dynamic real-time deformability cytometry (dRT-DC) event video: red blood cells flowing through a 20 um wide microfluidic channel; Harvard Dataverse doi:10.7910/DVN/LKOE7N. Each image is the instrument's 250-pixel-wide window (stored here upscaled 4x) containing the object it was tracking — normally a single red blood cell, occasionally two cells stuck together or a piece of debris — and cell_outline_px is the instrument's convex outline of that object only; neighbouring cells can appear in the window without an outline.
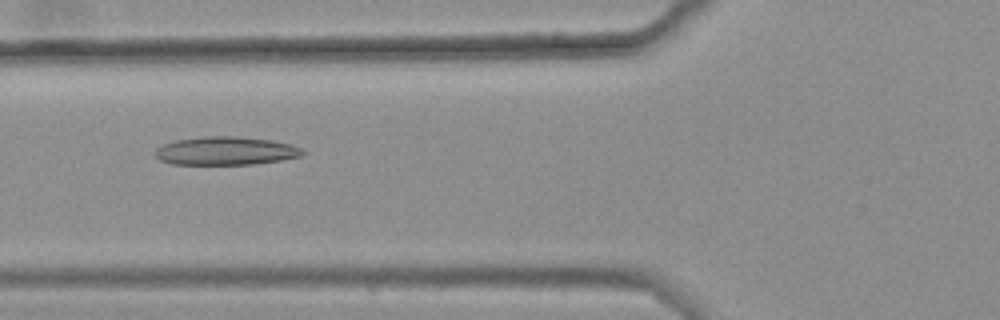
{"species": "common noctule bat (a hibernating species)", "species_latin": "Nyctalus noctula", "temperature_condition": "warm", "stored_images_in_passage": 42, "camera_frame_rate_fps": 3000, "um_per_image_px": 0.085, "animal": {"sex": "female", "body_mass_g": 25.1}, "frame": {"image": 1, "passage_image": 13, "time_ms": 4.0, "image_size_px": [1000, 320], "cell_outline_px": [[308, 152], [300, 156], [280, 160], [252, 164], [172, 164], [160, 160], [156, 156], [156, 148], [164, 144], [176, 140], [204, 136], [240, 136], [272, 140], [292, 144]], "centroid_in_image_um": [19.22, 12.81], "position_along_channel_um": 106.6, "area_um2": 24.33}}
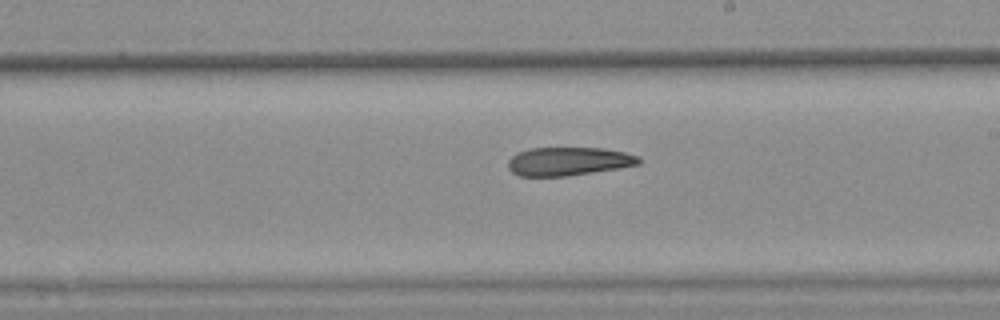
{"frame": {"image": 2, "passage_image": 24, "time_ms": 7.667, "image_size_px": [1000, 320], "cell_outline_px": [[640, 164], [620, 168], [568, 176], [520, 176], [512, 172], [508, 168], [508, 160], [516, 152], [528, 148], [604, 148], [624, 152], [640, 156]], "centroid_in_image_um": [48.32, 13.71], "position_along_channel_um": 240.7, "area_um2": 21.85}}
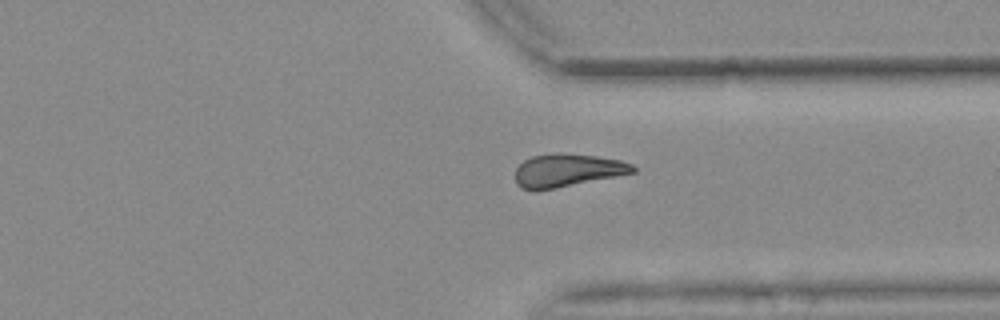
{"frame": {"image": 3, "passage_image": 34, "time_ms": 11.0, "image_size_px": [1000, 320], "cell_outline_px": [[636, 172], [536, 192], [520, 188], [516, 184], [516, 168], [524, 160], [532, 156], [596, 156], [620, 160], [632, 164], [636, 168]], "centroid_in_image_um": [48.2, 14.55], "position_along_channel_um": 363.2, "area_um2": 21.85}}